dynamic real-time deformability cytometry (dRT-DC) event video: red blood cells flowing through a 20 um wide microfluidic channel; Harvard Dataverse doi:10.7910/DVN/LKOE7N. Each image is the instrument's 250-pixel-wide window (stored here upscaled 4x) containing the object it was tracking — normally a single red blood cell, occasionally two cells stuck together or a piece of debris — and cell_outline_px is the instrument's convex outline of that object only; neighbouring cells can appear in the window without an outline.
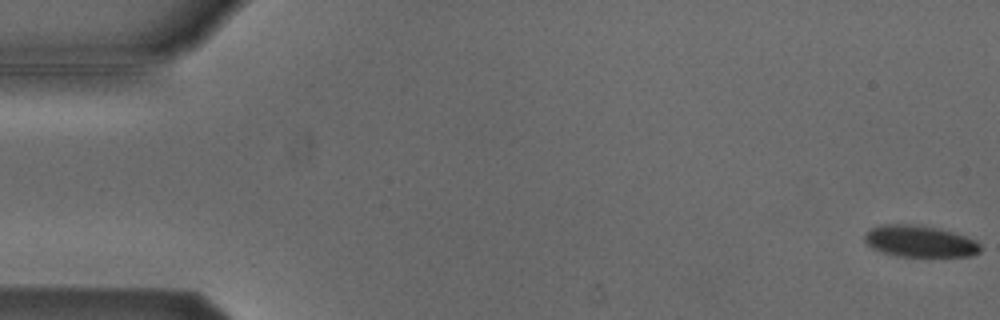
{"species": "Egyptian fruit bat (a non-hibernating species)", "species_latin": "Rousettus aegyptiacus", "temperature_condition": "cold", "stored_images_in_passage": 6, "camera_frame_rate_fps": 3000, "um_per_image_px": 0.085, "animal": {"sex": "male"}, "frame": {"image": 1, "passage_image": 1, "time_ms": 0.0, "image_size_px": [1000, 320], "cell_outline_px": [[980, 252], [972, 256], [896, 256], [872, 248], [864, 240], [864, 236], [872, 228], [884, 224], [920, 224], [940, 228], [976, 240], [980, 244]], "centroid_in_image_um": [78.2, 20.5], "position_along_channel_um": 6.8, "area_um2": 21.27}}
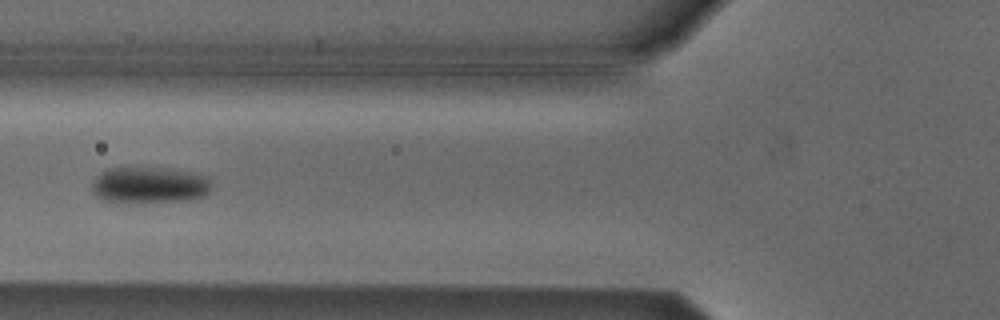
{"frame": {"image": 2, "passage_image": 6, "time_ms": 1.667, "image_size_px": [1000, 320], "cell_outline_px": [[208, 192], [204, 196], [188, 200], [120, 204], [104, 200], [96, 196], [92, 192], [92, 180], [100, 172], [108, 168], [164, 168], [188, 172], [204, 176], [208, 180]], "centroid_in_image_um": [12.59, 15.76], "position_along_channel_um": 113.2, "area_um2": 25.43}}